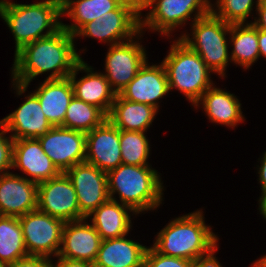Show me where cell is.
I'll list each match as a JSON object with an SVG mask.
<instances>
[{"label":"cell","mask_w":266,"mask_h":267,"mask_svg":"<svg viewBox=\"0 0 266 267\" xmlns=\"http://www.w3.org/2000/svg\"><path fill=\"white\" fill-rule=\"evenodd\" d=\"M230 25L231 63L249 69L259 59L258 28L251 23Z\"/></svg>","instance_id":"cell-27"},{"label":"cell","mask_w":266,"mask_h":267,"mask_svg":"<svg viewBox=\"0 0 266 267\" xmlns=\"http://www.w3.org/2000/svg\"><path fill=\"white\" fill-rule=\"evenodd\" d=\"M208 120L215 124L224 125L234 129L245 121L240 100L235 94L216 87L215 83L207 89L201 98L194 104V108L200 107ZM237 125V126H236Z\"/></svg>","instance_id":"cell-21"},{"label":"cell","mask_w":266,"mask_h":267,"mask_svg":"<svg viewBox=\"0 0 266 267\" xmlns=\"http://www.w3.org/2000/svg\"><path fill=\"white\" fill-rule=\"evenodd\" d=\"M190 24L191 34L182 33L179 39L195 51L214 74L223 79L227 76L228 62H231L227 38L230 34V24L212 12Z\"/></svg>","instance_id":"cell-6"},{"label":"cell","mask_w":266,"mask_h":267,"mask_svg":"<svg viewBox=\"0 0 266 267\" xmlns=\"http://www.w3.org/2000/svg\"><path fill=\"white\" fill-rule=\"evenodd\" d=\"M28 256L18 217H0V262L10 264Z\"/></svg>","instance_id":"cell-28"},{"label":"cell","mask_w":266,"mask_h":267,"mask_svg":"<svg viewBox=\"0 0 266 267\" xmlns=\"http://www.w3.org/2000/svg\"><path fill=\"white\" fill-rule=\"evenodd\" d=\"M8 267H52V259L42 256L28 255L8 264Z\"/></svg>","instance_id":"cell-34"},{"label":"cell","mask_w":266,"mask_h":267,"mask_svg":"<svg viewBox=\"0 0 266 267\" xmlns=\"http://www.w3.org/2000/svg\"><path fill=\"white\" fill-rule=\"evenodd\" d=\"M198 210L172 219L153 240L152 247L162 255L199 262L218 251V235L206 225Z\"/></svg>","instance_id":"cell-2"},{"label":"cell","mask_w":266,"mask_h":267,"mask_svg":"<svg viewBox=\"0 0 266 267\" xmlns=\"http://www.w3.org/2000/svg\"><path fill=\"white\" fill-rule=\"evenodd\" d=\"M38 183L9 172L0 175V212L20 217L37 209Z\"/></svg>","instance_id":"cell-20"},{"label":"cell","mask_w":266,"mask_h":267,"mask_svg":"<svg viewBox=\"0 0 266 267\" xmlns=\"http://www.w3.org/2000/svg\"><path fill=\"white\" fill-rule=\"evenodd\" d=\"M215 255L197 262L196 267H223Z\"/></svg>","instance_id":"cell-38"},{"label":"cell","mask_w":266,"mask_h":267,"mask_svg":"<svg viewBox=\"0 0 266 267\" xmlns=\"http://www.w3.org/2000/svg\"><path fill=\"white\" fill-rule=\"evenodd\" d=\"M28 255L57 257L62 243L65 222L39 209L18 217Z\"/></svg>","instance_id":"cell-9"},{"label":"cell","mask_w":266,"mask_h":267,"mask_svg":"<svg viewBox=\"0 0 266 267\" xmlns=\"http://www.w3.org/2000/svg\"><path fill=\"white\" fill-rule=\"evenodd\" d=\"M196 264L188 259L162 255L152 246L148 247L144 258L145 267H196Z\"/></svg>","instance_id":"cell-32"},{"label":"cell","mask_w":266,"mask_h":267,"mask_svg":"<svg viewBox=\"0 0 266 267\" xmlns=\"http://www.w3.org/2000/svg\"><path fill=\"white\" fill-rule=\"evenodd\" d=\"M106 119L107 115L100 108L73 96L61 126L88 133L100 126Z\"/></svg>","instance_id":"cell-29"},{"label":"cell","mask_w":266,"mask_h":267,"mask_svg":"<svg viewBox=\"0 0 266 267\" xmlns=\"http://www.w3.org/2000/svg\"><path fill=\"white\" fill-rule=\"evenodd\" d=\"M61 16V0H43L32 4L0 0V17L14 37V53L26 44L59 31L62 28Z\"/></svg>","instance_id":"cell-3"},{"label":"cell","mask_w":266,"mask_h":267,"mask_svg":"<svg viewBox=\"0 0 266 267\" xmlns=\"http://www.w3.org/2000/svg\"><path fill=\"white\" fill-rule=\"evenodd\" d=\"M56 258L57 260L54 261L52 259V267H93V264L84 261L72 260L58 256Z\"/></svg>","instance_id":"cell-36"},{"label":"cell","mask_w":266,"mask_h":267,"mask_svg":"<svg viewBox=\"0 0 266 267\" xmlns=\"http://www.w3.org/2000/svg\"><path fill=\"white\" fill-rule=\"evenodd\" d=\"M140 32V4H120L103 18L84 24L74 38H94L111 46L127 42Z\"/></svg>","instance_id":"cell-8"},{"label":"cell","mask_w":266,"mask_h":267,"mask_svg":"<svg viewBox=\"0 0 266 267\" xmlns=\"http://www.w3.org/2000/svg\"><path fill=\"white\" fill-rule=\"evenodd\" d=\"M259 2L260 0H216L211 4V12L230 25L248 24L247 18L253 14V5L256 4L257 9Z\"/></svg>","instance_id":"cell-31"},{"label":"cell","mask_w":266,"mask_h":267,"mask_svg":"<svg viewBox=\"0 0 266 267\" xmlns=\"http://www.w3.org/2000/svg\"><path fill=\"white\" fill-rule=\"evenodd\" d=\"M45 154L60 172L85 162L86 133L62 126H53L38 138Z\"/></svg>","instance_id":"cell-12"},{"label":"cell","mask_w":266,"mask_h":267,"mask_svg":"<svg viewBox=\"0 0 266 267\" xmlns=\"http://www.w3.org/2000/svg\"><path fill=\"white\" fill-rule=\"evenodd\" d=\"M158 111L151 105L132 102L117 94L107 119L120 130L147 132Z\"/></svg>","instance_id":"cell-25"},{"label":"cell","mask_w":266,"mask_h":267,"mask_svg":"<svg viewBox=\"0 0 266 267\" xmlns=\"http://www.w3.org/2000/svg\"><path fill=\"white\" fill-rule=\"evenodd\" d=\"M102 239L87 219L65 222L58 257L93 264Z\"/></svg>","instance_id":"cell-19"},{"label":"cell","mask_w":266,"mask_h":267,"mask_svg":"<svg viewBox=\"0 0 266 267\" xmlns=\"http://www.w3.org/2000/svg\"><path fill=\"white\" fill-rule=\"evenodd\" d=\"M176 39L171 41L173 43L170 50L161 63L166 70L169 90L177 89L194 106L202 94L214 84L211 80L213 72L195 51L179 37Z\"/></svg>","instance_id":"cell-5"},{"label":"cell","mask_w":266,"mask_h":267,"mask_svg":"<svg viewBox=\"0 0 266 267\" xmlns=\"http://www.w3.org/2000/svg\"><path fill=\"white\" fill-rule=\"evenodd\" d=\"M119 4H140V0H116Z\"/></svg>","instance_id":"cell-42"},{"label":"cell","mask_w":266,"mask_h":267,"mask_svg":"<svg viewBox=\"0 0 266 267\" xmlns=\"http://www.w3.org/2000/svg\"><path fill=\"white\" fill-rule=\"evenodd\" d=\"M258 17L254 18L253 23L258 29L266 32V0H260L256 9Z\"/></svg>","instance_id":"cell-35"},{"label":"cell","mask_w":266,"mask_h":267,"mask_svg":"<svg viewBox=\"0 0 266 267\" xmlns=\"http://www.w3.org/2000/svg\"><path fill=\"white\" fill-rule=\"evenodd\" d=\"M169 92L164 65L162 63L150 65L147 60L119 95L126 100L145 103L159 110V100Z\"/></svg>","instance_id":"cell-16"},{"label":"cell","mask_w":266,"mask_h":267,"mask_svg":"<svg viewBox=\"0 0 266 267\" xmlns=\"http://www.w3.org/2000/svg\"><path fill=\"white\" fill-rule=\"evenodd\" d=\"M37 209L64 222L85 219L75 188L64 172L38 184Z\"/></svg>","instance_id":"cell-11"},{"label":"cell","mask_w":266,"mask_h":267,"mask_svg":"<svg viewBox=\"0 0 266 267\" xmlns=\"http://www.w3.org/2000/svg\"><path fill=\"white\" fill-rule=\"evenodd\" d=\"M259 202V212L262 215V217L266 220V191H261V196L258 200Z\"/></svg>","instance_id":"cell-40"},{"label":"cell","mask_w":266,"mask_h":267,"mask_svg":"<svg viewBox=\"0 0 266 267\" xmlns=\"http://www.w3.org/2000/svg\"><path fill=\"white\" fill-rule=\"evenodd\" d=\"M0 124V175L7 174L12 168L13 142L11 136Z\"/></svg>","instance_id":"cell-33"},{"label":"cell","mask_w":266,"mask_h":267,"mask_svg":"<svg viewBox=\"0 0 266 267\" xmlns=\"http://www.w3.org/2000/svg\"><path fill=\"white\" fill-rule=\"evenodd\" d=\"M12 168L19 169L26 174L22 177L38 184L61 173L45 154L39 140L31 138L14 140Z\"/></svg>","instance_id":"cell-17"},{"label":"cell","mask_w":266,"mask_h":267,"mask_svg":"<svg viewBox=\"0 0 266 267\" xmlns=\"http://www.w3.org/2000/svg\"><path fill=\"white\" fill-rule=\"evenodd\" d=\"M119 5L116 0H61V15L73 20L70 25L62 22V28L74 35L84 24L103 18Z\"/></svg>","instance_id":"cell-26"},{"label":"cell","mask_w":266,"mask_h":267,"mask_svg":"<svg viewBox=\"0 0 266 267\" xmlns=\"http://www.w3.org/2000/svg\"><path fill=\"white\" fill-rule=\"evenodd\" d=\"M146 132L120 130V149L122 164L136 166H151L150 142Z\"/></svg>","instance_id":"cell-30"},{"label":"cell","mask_w":266,"mask_h":267,"mask_svg":"<svg viewBox=\"0 0 266 267\" xmlns=\"http://www.w3.org/2000/svg\"><path fill=\"white\" fill-rule=\"evenodd\" d=\"M102 240L93 267H141L149 246L126 238Z\"/></svg>","instance_id":"cell-22"},{"label":"cell","mask_w":266,"mask_h":267,"mask_svg":"<svg viewBox=\"0 0 266 267\" xmlns=\"http://www.w3.org/2000/svg\"><path fill=\"white\" fill-rule=\"evenodd\" d=\"M141 36L142 32L127 42L111 45L108 48L103 74L116 94L130 83L148 59L145 48L140 44L141 41H137Z\"/></svg>","instance_id":"cell-10"},{"label":"cell","mask_w":266,"mask_h":267,"mask_svg":"<svg viewBox=\"0 0 266 267\" xmlns=\"http://www.w3.org/2000/svg\"><path fill=\"white\" fill-rule=\"evenodd\" d=\"M211 2V0H140V31L142 33L147 29L158 31L161 36L170 39L172 32L178 27L186 26L188 20L192 19L193 23L211 13ZM145 9L149 12L144 17L142 11Z\"/></svg>","instance_id":"cell-7"},{"label":"cell","mask_w":266,"mask_h":267,"mask_svg":"<svg viewBox=\"0 0 266 267\" xmlns=\"http://www.w3.org/2000/svg\"><path fill=\"white\" fill-rule=\"evenodd\" d=\"M65 173L75 188L80 213L85 218L109 199L107 173L96 166L82 162Z\"/></svg>","instance_id":"cell-13"},{"label":"cell","mask_w":266,"mask_h":267,"mask_svg":"<svg viewBox=\"0 0 266 267\" xmlns=\"http://www.w3.org/2000/svg\"><path fill=\"white\" fill-rule=\"evenodd\" d=\"M85 162L96 166L105 173L122 164L120 129L108 119L86 133Z\"/></svg>","instance_id":"cell-14"},{"label":"cell","mask_w":266,"mask_h":267,"mask_svg":"<svg viewBox=\"0 0 266 267\" xmlns=\"http://www.w3.org/2000/svg\"><path fill=\"white\" fill-rule=\"evenodd\" d=\"M252 265L251 267H266V255L260 257Z\"/></svg>","instance_id":"cell-41"},{"label":"cell","mask_w":266,"mask_h":267,"mask_svg":"<svg viewBox=\"0 0 266 267\" xmlns=\"http://www.w3.org/2000/svg\"><path fill=\"white\" fill-rule=\"evenodd\" d=\"M263 157L260 160V166L258 165V176L261 191H266V151L262 155Z\"/></svg>","instance_id":"cell-37"},{"label":"cell","mask_w":266,"mask_h":267,"mask_svg":"<svg viewBox=\"0 0 266 267\" xmlns=\"http://www.w3.org/2000/svg\"><path fill=\"white\" fill-rule=\"evenodd\" d=\"M157 171L152 166L120 164L107 173L109 199L120 201L136 214L157 210L165 190Z\"/></svg>","instance_id":"cell-4"},{"label":"cell","mask_w":266,"mask_h":267,"mask_svg":"<svg viewBox=\"0 0 266 267\" xmlns=\"http://www.w3.org/2000/svg\"><path fill=\"white\" fill-rule=\"evenodd\" d=\"M131 214L137 215L128 206L108 199L88 215L86 219H91V224L99 233L101 239L105 240L128 235L130 229H132Z\"/></svg>","instance_id":"cell-24"},{"label":"cell","mask_w":266,"mask_h":267,"mask_svg":"<svg viewBox=\"0 0 266 267\" xmlns=\"http://www.w3.org/2000/svg\"><path fill=\"white\" fill-rule=\"evenodd\" d=\"M24 97L25 102L0 120L3 128L12 133L13 140L38 139L53 127L42 111L38 98L32 92Z\"/></svg>","instance_id":"cell-15"},{"label":"cell","mask_w":266,"mask_h":267,"mask_svg":"<svg viewBox=\"0 0 266 267\" xmlns=\"http://www.w3.org/2000/svg\"><path fill=\"white\" fill-rule=\"evenodd\" d=\"M258 44L260 58H266V32L258 29Z\"/></svg>","instance_id":"cell-39"},{"label":"cell","mask_w":266,"mask_h":267,"mask_svg":"<svg viewBox=\"0 0 266 267\" xmlns=\"http://www.w3.org/2000/svg\"><path fill=\"white\" fill-rule=\"evenodd\" d=\"M79 71L86 75L77 80ZM68 77L76 98L97 106L106 115L109 114L117 94L102 72L94 71V68L82 58Z\"/></svg>","instance_id":"cell-18"},{"label":"cell","mask_w":266,"mask_h":267,"mask_svg":"<svg viewBox=\"0 0 266 267\" xmlns=\"http://www.w3.org/2000/svg\"><path fill=\"white\" fill-rule=\"evenodd\" d=\"M75 40L74 35L61 28L55 34L26 44L17 51L11 68V82L16 95L26 93L30 83L46 72H50L46 79L67 78L82 59Z\"/></svg>","instance_id":"cell-1"},{"label":"cell","mask_w":266,"mask_h":267,"mask_svg":"<svg viewBox=\"0 0 266 267\" xmlns=\"http://www.w3.org/2000/svg\"><path fill=\"white\" fill-rule=\"evenodd\" d=\"M33 94L38 98L42 111L51 125L61 126L74 96L70 78L45 79Z\"/></svg>","instance_id":"cell-23"}]
</instances>
